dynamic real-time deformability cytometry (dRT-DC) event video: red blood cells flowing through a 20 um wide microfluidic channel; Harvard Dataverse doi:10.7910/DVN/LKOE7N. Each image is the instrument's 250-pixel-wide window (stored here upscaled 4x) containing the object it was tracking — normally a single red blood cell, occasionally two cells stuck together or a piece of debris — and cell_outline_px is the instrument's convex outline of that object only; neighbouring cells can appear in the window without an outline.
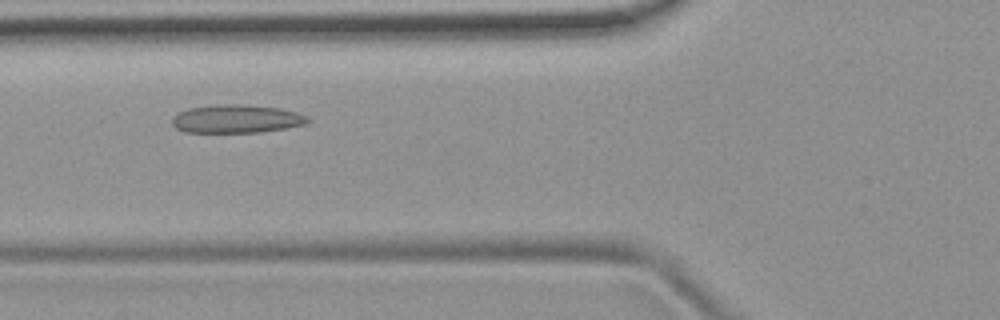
{"species": "common noctule bat (a hibernating species)", "species_latin": "Nyctalus noctula", "temperature_condition": "room temperature", "stored_images_in_passage": 36, "camera_frame_rate_fps": 3000, "um_per_image_px": 0.085, "animal": {"sex": "female", "body_mass_g": 19.9}, "frame": {"image": 1, "passage_image": 9, "time_ms": 2.667, "image_size_px": [1000, 320], "cell_outline_px": [[312, 120], [304, 124], [288, 128], [260, 132], [184, 132], [176, 128], [172, 124], [172, 116], [188, 108], [216, 104], [244, 104], [280, 108], [296, 112], [308, 116]], "centroid_in_image_um": [20.11, 10.1], "position_along_channel_um": 105.7, "area_um2": 22.54}}
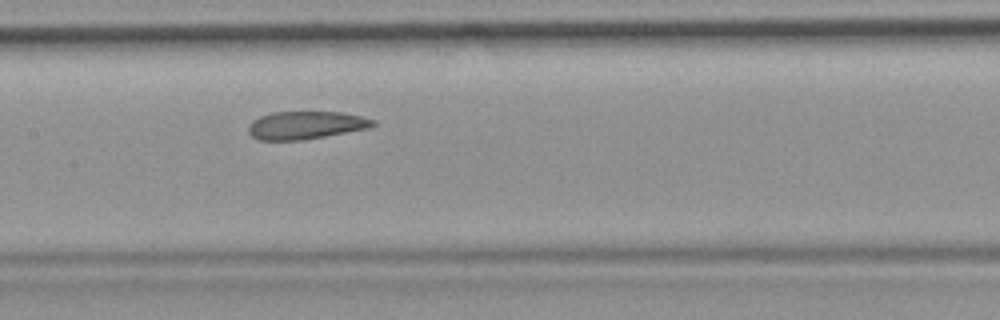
{"frame": {"image": 2, "passage_image": 15, "time_ms": 4.667, "image_size_px": [1000, 320], "cell_outline_px": [[376, 124], [372, 128], [300, 140], [260, 140], [252, 136], [248, 132], [248, 124], [252, 120], [260, 116], [272, 112], [340, 112], [360, 116], [376, 120]], "centroid_in_image_um": [25.99, 10.64], "position_along_channel_um": 181.4, "area_um2": 20.29}}
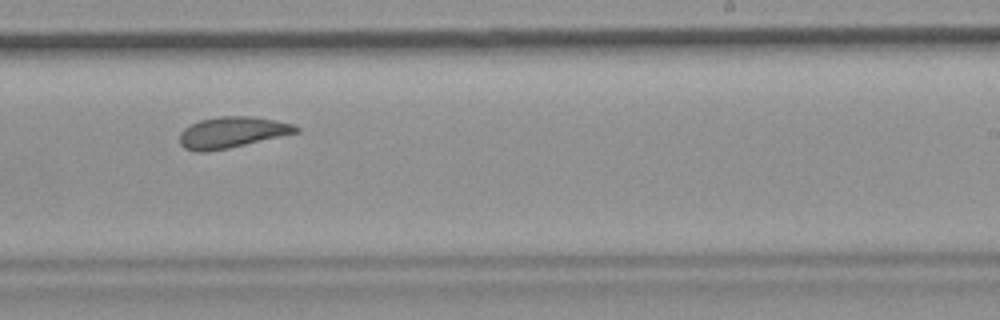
{"frame": {"image": 3, "passage_image": 22, "time_ms": 7.0, "image_size_px": [1000, 320], "cell_outline_px": [[300, 132], [228, 148], [208, 152], [196, 152], [184, 148], [180, 144], [180, 132], [188, 124], [200, 120], [220, 116], [252, 116], [276, 120], [292, 124], [300, 128]], "centroid_in_image_um": [19.7, 11.25], "position_along_channel_um": 269.3, "area_um2": 21.21}, "authors_computed_cell_mechanics": {"area_um2": 20.9236, "velocity_mm_per_s": 3.7775, "shape_relaxation_time_tau1_ms": null, "shape_relaxation_time_tau2_ms": 2.3034, "deformation_change_tau1": null, "deformation_change_tau2": 0.0885}}